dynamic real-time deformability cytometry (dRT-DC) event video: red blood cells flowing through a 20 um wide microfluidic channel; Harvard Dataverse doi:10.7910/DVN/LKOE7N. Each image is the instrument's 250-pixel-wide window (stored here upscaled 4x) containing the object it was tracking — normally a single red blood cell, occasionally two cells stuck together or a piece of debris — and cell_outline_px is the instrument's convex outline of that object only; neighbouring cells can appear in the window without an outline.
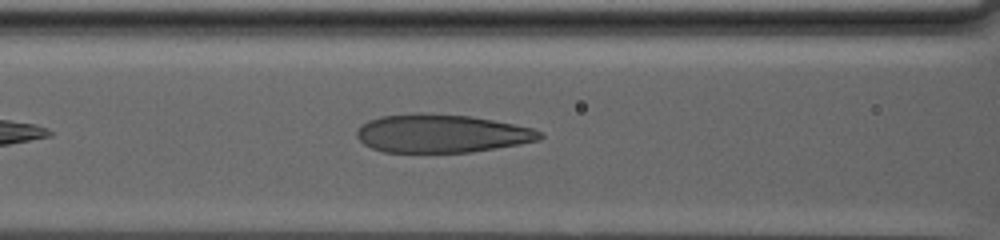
{"species": "human", "species_latin": "Homo sapiens", "temperature_condition": "warm", "stored_images_in_passage": 41, "camera_frame_rate_fps": 3000, "um_per_image_px": 0.085, "donor": {"sex": "male"}, "frame": {"image": 1, "passage_image": 7, "time_ms": 2.0, "image_size_px": [1000, 240], "cell_outline_px": [[544, 136], [540, 140], [520, 144], [472, 152], [384, 152], [372, 148], [364, 144], [356, 136], [356, 132], [368, 120], [380, 116], [412, 112], [420, 112], [472, 116], [532, 128], [540, 132]], "centroid_in_image_um": [37.52, 11.34], "position_along_channel_um": 129.1, "area_um2": 40.92}}
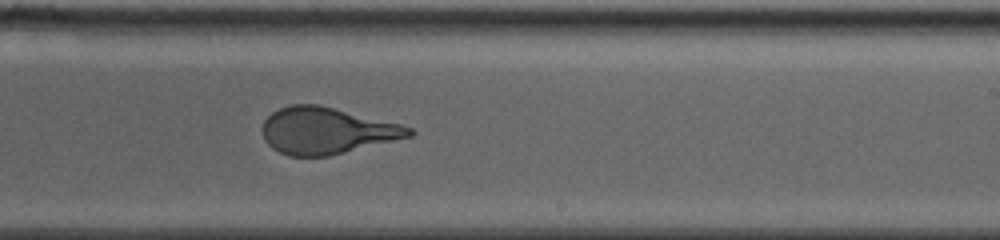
{"frame": {"image": 2, "passage_image": 15, "time_ms": 4.667, "image_size_px": [1000, 240], "cell_outline_px": [[416, 132], [412, 136], [328, 156], [288, 156], [272, 148], [264, 140], [260, 128], [264, 120], [272, 112], [280, 108], [292, 104], [320, 104], [400, 124], [412, 128]], "centroid_in_image_um": [27.73, 11.1], "position_along_channel_um": 261.3, "area_um2": 39.88}}
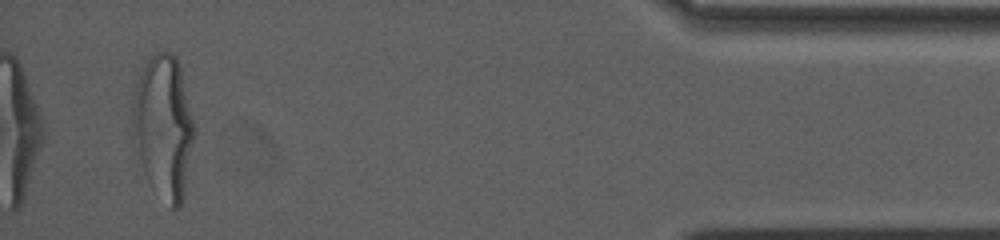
{"frame": {"image": 3, "passage_image": 38, "time_ms": 12.333, "image_size_px": [1000, 240], "cell_outline_px": [[196, 132], [184, 196], [180, 208], [172, 208], [144, 172], [140, 160], [132, 124], [132, 104], [136, 80], [144, 60], [156, 52], [172, 52], [176, 56], [180, 64], [196, 124]], "centroid_in_image_um": [13.94, 10.65], "position_along_channel_um": 421.3, "area_um2": 51.79}, "authors_computed_cell_mechanics": {"area_um2": 41.905, "velocity_mm_per_s": 4.9301, "shape_relaxation_time_tau1_ms": 3.1568, "shape_relaxation_time_tau2_ms": null, "deformation_change_tau1": 0.2071, "deformation_change_tau2": null}}